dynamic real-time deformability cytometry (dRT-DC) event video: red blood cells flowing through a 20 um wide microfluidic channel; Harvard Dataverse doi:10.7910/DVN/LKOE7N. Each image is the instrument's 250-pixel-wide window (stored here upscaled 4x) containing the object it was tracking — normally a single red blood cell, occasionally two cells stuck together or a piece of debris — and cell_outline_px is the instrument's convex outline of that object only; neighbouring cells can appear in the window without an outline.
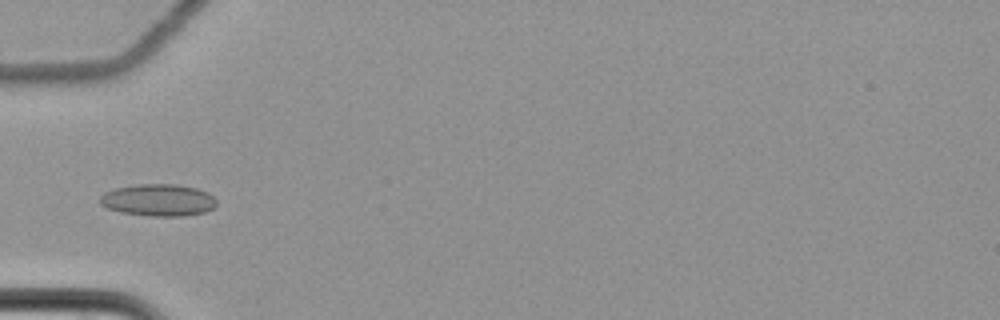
{"species": "common noctule bat (a hibernating species)", "species_latin": "Nyctalus noctula", "temperature_condition": "cold", "stored_images_in_passage": 10, "camera_frame_rate_fps": 3000, "um_per_image_px": 0.085, "animal": {"sex": "female", "body_mass_g": 22.7, "forearm_length_mm": 54.2}, "frame": {"image": 1, "passage_image": 6, "time_ms": 1.667, "image_size_px": [1000, 320], "cell_outline_px": [[216, 204], [212, 208], [204, 212], [184, 216], [148, 216], [120, 212], [108, 208], [100, 204], [100, 196], [104, 192], [116, 188], [136, 184], [176, 184], [196, 188], [208, 192], [216, 200]], "centroid_in_image_um": [13.44, 17.0], "position_along_channel_um": 71.6, "area_um2": 21.79}}
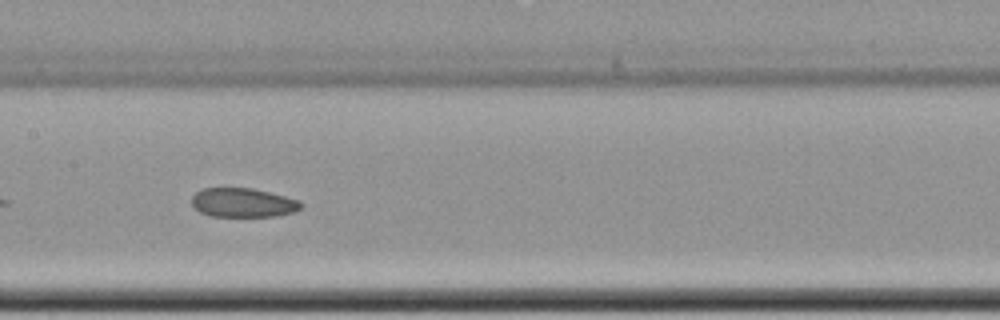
{"frame": {"image": 2, "passage_image": 9, "time_ms": 2.667, "image_size_px": [1000, 320], "cell_outline_px": [[304, 204], [300, 208], [292, 212], [272, 216], [212, 216], [200, 212], [192, 204], [192, 196], [196, 192], [204, 188], [252, 188], [300, 200]], "centroid_in_image_um": [20.65, 17.22], "position_along_channel_um": 186.8, "area_um2": 18.32}}
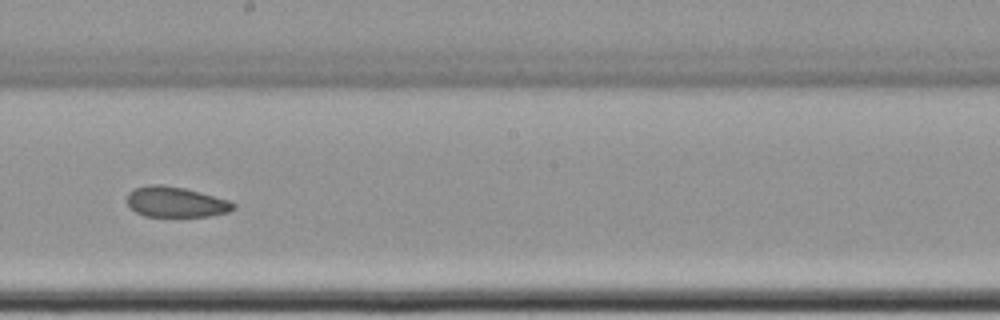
{"frame": {"image": 3, "passage_image": 10, "time_ms": 3.0, "image_size_px": [1000, 320], "cell_outline_px": [[236, 208], [228, 212], [208, 216], [144, 216], [136, 212], [128, 204], [128, 192], [136, 188], [152, 184], [160, 184], [184, 188], [200, 192], [228, 200], [236, 204]], "centroid_in_image_um": [14.96, 17.17], "position_along_channel_um": 233.2, "area_um2": 18.67}}